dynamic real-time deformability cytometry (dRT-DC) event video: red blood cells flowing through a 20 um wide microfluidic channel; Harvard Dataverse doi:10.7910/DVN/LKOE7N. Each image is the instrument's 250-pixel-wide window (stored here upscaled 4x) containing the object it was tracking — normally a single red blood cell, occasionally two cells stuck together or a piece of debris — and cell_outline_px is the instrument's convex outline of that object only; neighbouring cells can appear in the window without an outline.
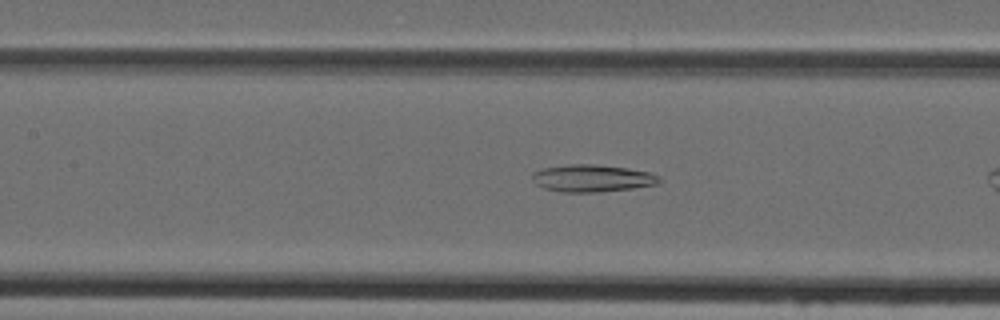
{"species": "Egyptian fruit bat (a non-hibernating species)", "species_latin": "Rousettus aegyptiacus", "temperature_condition": "cold", "stored_images_in_passage": 9, "camera_frame_rate_fps": 3000, "um_per_image_px": 0.085, "animal": {"sex": "female"}, "frame": {"image": 1, "passage_image": 8, "time_ms": 2.333, "image_size_px": [1000, 320], "cell_outline_px": [[660, 180], [656, 184], [632, 188], [596, 192], [560, 192], [544, 188], [536, 184], [532, 180], [532, 172], [544, 168], [568, 164], [596, 164], [628, 168], [648, 172], [660, 176]], "centroid_in_image_um": [50.3, 15.14], "position_along_channel_um": 157.1, "area_um2": 20.11}}